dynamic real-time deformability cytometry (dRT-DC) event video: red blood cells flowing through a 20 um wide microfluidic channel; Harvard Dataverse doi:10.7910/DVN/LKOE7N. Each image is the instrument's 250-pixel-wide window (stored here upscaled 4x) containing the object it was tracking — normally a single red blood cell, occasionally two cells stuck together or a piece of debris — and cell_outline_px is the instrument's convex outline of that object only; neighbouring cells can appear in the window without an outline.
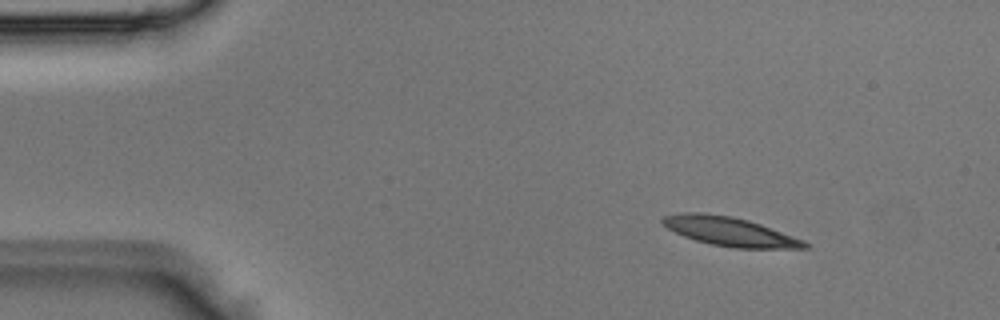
{"species": "Egyptian fruit bat (a non-hibernating species)", "species_latin": "Rousettus aegyptiacus", "temperature_condition": "room temperature", "stored_images_in_passage": 5, "camera_frame_rate_fps": 3000, "um_per_image_px": 0.085, "animal": {"sex": "male"}, "frame": {"image": 1, "passage_image": 2, "time_ms": 0.333, "image_size_px": [1000, 320], "cell_outline_px": [[812, 248], [732, 248], [712, 244], [696, 240], [684, 236], [668, 228], [660, 220], [664, 216], [680, 212], [704, 212], [732, 216], [748, 220], [760, 224], [804, 240], [812, 244]], "centroid_in_image_um": [62.06, 19.67], "position_along_channel_um": 22.9, "area_um2": 23.99}}
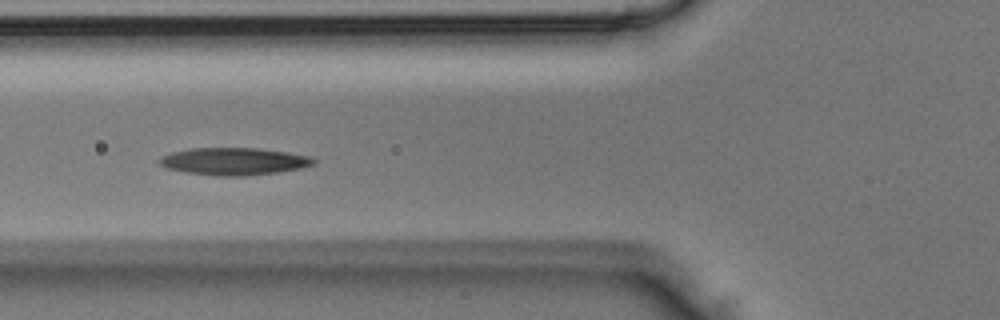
{"frame": {"image": 2, "passage_image": 5, "time_ms": 1.333, "image_size_px": [1000, 320], "cell_outline_px": [[316, 164], [300, 168], [276, 172], [244, 176], [216, 176], [188, 172], [168, 168], [160, 164], [160, 160], [164, 156], [172, 152], [192, 148], [256, 148], [284, 152], [308, 156], [316, 160]], "centroid_in_image_um": [19.91, 13.71], "position_along_channel_um": 105.9, "area_um2": 24.1}}